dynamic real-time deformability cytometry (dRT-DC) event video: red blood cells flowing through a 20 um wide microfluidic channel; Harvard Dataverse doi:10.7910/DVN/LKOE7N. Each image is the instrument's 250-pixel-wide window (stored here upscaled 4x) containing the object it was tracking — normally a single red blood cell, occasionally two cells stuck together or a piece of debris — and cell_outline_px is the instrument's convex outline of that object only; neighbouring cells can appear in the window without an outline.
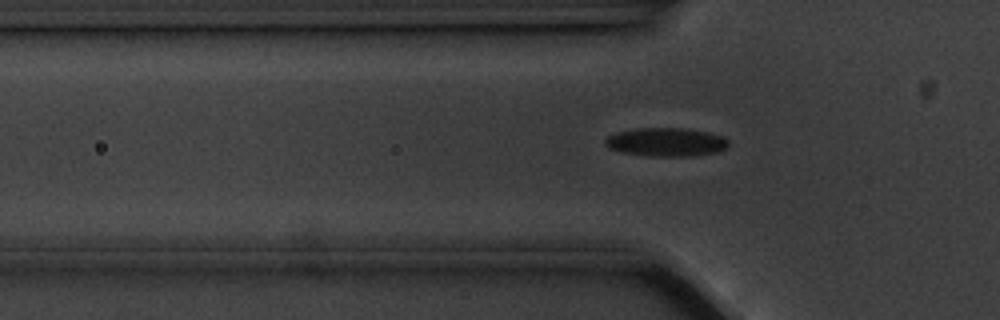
{"species": "common noctule bat (a hibernating species)", "species_latin": "Nyctalus noctula", "temperature_condition": "cold", "stored_images_in_passage": 53, "camera_frame_rate_fps": 3000, "um_per_image_px": 0.085, "animal": {"sex": "male", "body_mass_g": 20.1, "forearm_length_mm": 53.5}, "frame": {"image": 1, "passage_image": 17, "time_ms": 5.333, "image_size_px": [1000, 320], "cell_outline_px": [[728, 144], [724, 148], [716, 152], [692, 156], [648, 156], [624, 152], [608, 148], [604, 144], [604, 140], [608, 136], [616, 132], [636, 128], [684, 128], [708, 132], [724, 136], [728, 140]], "centroid_in_image_um": [56.6, 12.07], "position_along_channel_um": 69.2, "area_um2": 20.52}}
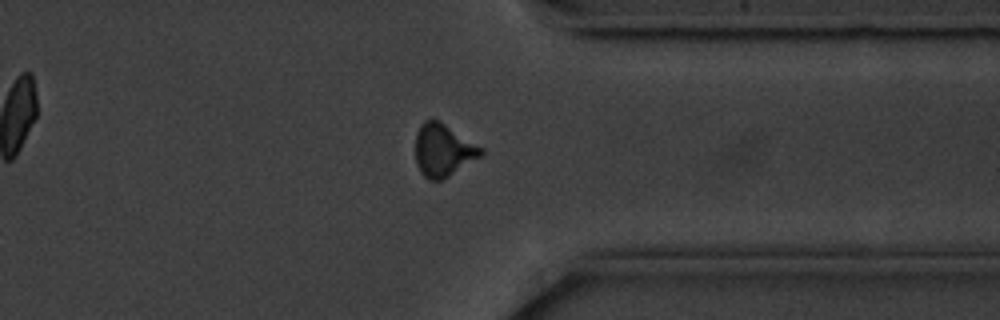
{"frame": {"image": 2, "passage_image": 43, "time_ms": 14.0, "image_size_px": [1000, 320], "cell_outline_px": [[484, 152], [480, 156], [448, 176], [440, 180], [428, 180], [420, 172], [416, 164], [416, 132], [420, 124], [424, 120], [440, 120], [484, 148]], "centroid_in_image_um": [37.65, 12.74], "position_along_channel_um": 373.7, "area_um2": 20.06}}
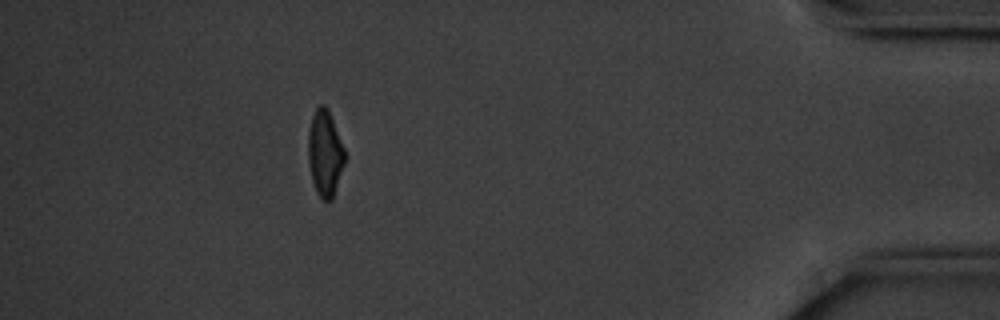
{"frame": {"image": 3, "passage_image": 50, "time_ms": 16.333, "image_size_px": [1000, 320], "cell_outline_px": [[344, 164], [332, 200], [320, 200], [316, 192], [312, 180], [308, 160], [308, 132], [312, 116], [316, 108], [320, 104], [324, 104], [328, 108], [344, 148]], "centroid_in_image_um": [27.6, 13.03], "position_along_channel_um": 407.6, "area_um2": 18.32}}